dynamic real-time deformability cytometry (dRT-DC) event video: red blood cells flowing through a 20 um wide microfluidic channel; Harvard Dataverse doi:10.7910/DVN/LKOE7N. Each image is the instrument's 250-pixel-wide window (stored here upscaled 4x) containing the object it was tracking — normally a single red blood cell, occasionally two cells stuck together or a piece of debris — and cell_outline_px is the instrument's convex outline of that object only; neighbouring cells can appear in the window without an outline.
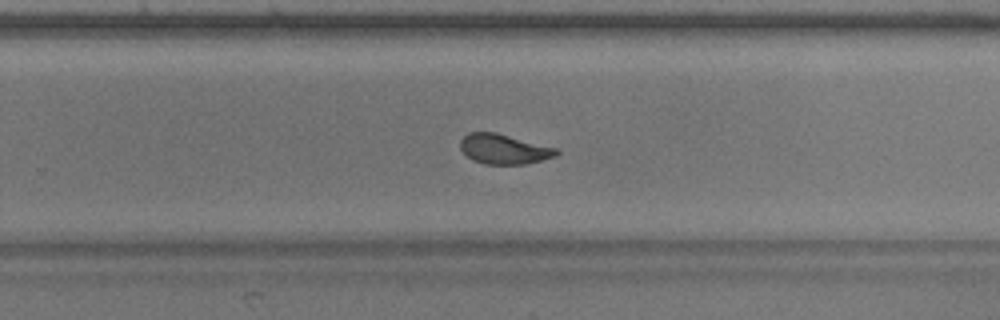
{"species": "common noctule bat (a hibernating species)", "species_latin": "Nyctalus noctula", "temperature_condition": "warm", "stored_images_in_passage": 33, "camera_frame_rate_fps": 3000, "um_per_image_px": 0.085, "animal": {"sex": "male", "body_mass_g": 17.9}, "frame": {"image": 1, "passage_image": 18, "time_ms": 5.667, "image_size_px": [1000, 320], "cell_outline_px": [[560, 152], [556, 156], [524, 164], [484, 164], [472, 160], [460, 148], [460, 140], [468, 132], [496, 132], [556, 148]], "centroid_in_image_um": [42.81, 12.66], "position_along_channel_um": 287.0, "area_um2": 16.65}, "authors_computed_cell_mechanics": {"area_um2": 17.34, "velocity_mm_per_s": 3.6613, "shape_relaxation_time_tau1_ms": null, "shape_relaxation_time_tau2_ms": 1.6877, "deformation_change_tau1": null, "deformation_change_tau2": 0.0546}}